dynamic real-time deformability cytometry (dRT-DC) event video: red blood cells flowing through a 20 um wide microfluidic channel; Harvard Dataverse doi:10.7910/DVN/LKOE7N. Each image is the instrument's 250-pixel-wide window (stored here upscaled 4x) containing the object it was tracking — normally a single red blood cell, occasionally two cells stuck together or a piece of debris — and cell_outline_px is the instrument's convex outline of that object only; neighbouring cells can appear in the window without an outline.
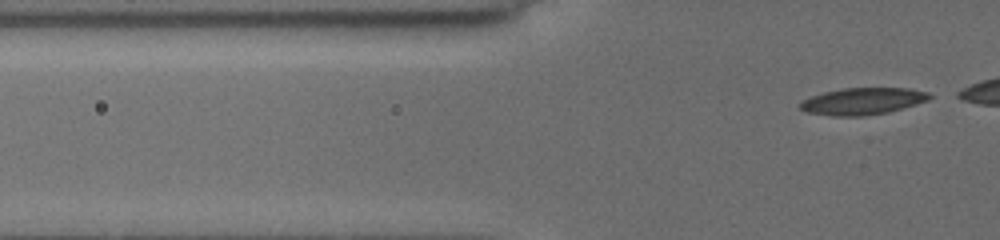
{"species": "common noctule bat (a hibernating species)", "species_latin": "Nyctalus noctula", "temperature_condition": "cold", "stored_images_in_passage": 5, "segment_of_instrument_passage": [2, 2], "camera_frame_rate_fps": 3000, "um_per_image_px": 0.085, "animal": {"sex": "female", "body_mass_g": 19.5, "forearm_length_mm": 54.1}, "frame": {"image": 1, "passage_image": 5, "time_ms": 4.0, "image_size_px": [1000, 240], "cell_outline_px": [[932, 96], [928, 100], [916, 104], [888, 112], [864, 116], [832, 116], [804, 112], [800, 108], [800, 104], [804, 100], [812, 96], [824, 92], [844, 88], [908, 88], [928, 92]], "centroid_in_image_um": [73.32, 8.61], "position_along_channel_um": 52.5, "area_um2": 20.17}}